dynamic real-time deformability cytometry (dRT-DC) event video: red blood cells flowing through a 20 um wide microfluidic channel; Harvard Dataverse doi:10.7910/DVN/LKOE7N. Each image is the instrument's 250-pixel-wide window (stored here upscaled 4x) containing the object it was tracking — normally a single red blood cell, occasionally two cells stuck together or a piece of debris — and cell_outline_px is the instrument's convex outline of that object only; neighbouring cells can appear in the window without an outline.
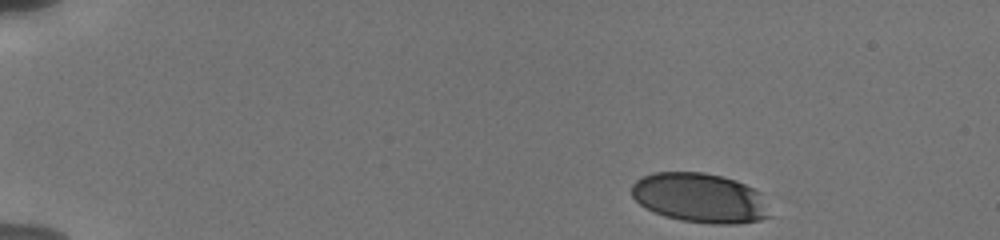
{"species": "human", "species_latin": "Homo sapiens", "temperature_condition": "cold", "stored_images_in_passage": 25, "camera_frame_rate_fps": 3000, "um_per_image_px": 0.085, "donor": {"sex": "male"}, "frame": {"image": 1, "passage_image": 1, "time_ms": 0.0, "image_size_px": [1000, 240], "cell_outline_px": [[768, 216], [760, 220], [736, 224], [712, 224], [680, 220], [664, 216], [644, 208], [632, 196], [632, 184], [636, 180], [652, 172], [704, 172], [736, 180], [760, 192]], "centroid_in_image_um": [59.43, 16.82], "position_along_channel_um": 25.6, "area_um2": 39.65}}
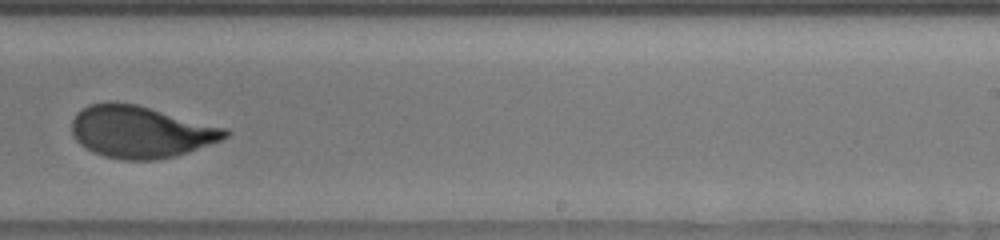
{"frame": {"image": 2, "passage_image": 17, "time_ms": 9.667, "image_size_px": [1000, 240], "cell_outline_px": [[232, 132], [228, 136], [220, 140], [188, 152], [176, 156], [156, 160], [124, 160], [104, 156], [92, 152], [84, 148], [72, 136], [72, 120], [76, 112], [88, 104], [108, 100], [116, 100], [136, 104], [228, 128]], "centroid_in_image_um": [11.92, 11.18], "position_along_channel_um": 277.1, "area_um2": 47.11}}
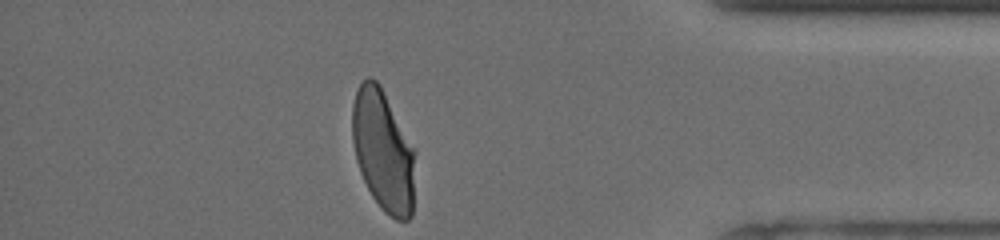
{"frame": {"image": 3, "passage_image": 25, "time_ms": 13.667, "image_size_px": [1000, 240], "cell_outline_px": [[416, 152], [412, 216], [408, 220], [396, 220], [384, 212], [380, 208], [372, 196], [360, 172], [356, 160], [352, 140], [352, 104], [356, 92], [360, 84], [368, 76], [372, 76], [380, 84], [416, 148]], "centroid_in_image_um": [32.59, 12.8], "position_along_channel_um": 402.6, "area_um2": 45.26}, "authors_computed_cell_mechanics": {"area_um2": 46.529, "velocity_mm_per_s": 3.7754, "shape_relaxation_time_tau1_ms": 4.6063, "shape_relaxation_time_tau2_ms": null, "deformation_change_tau1": 0.1771, "deformation_change_tau2": null}}